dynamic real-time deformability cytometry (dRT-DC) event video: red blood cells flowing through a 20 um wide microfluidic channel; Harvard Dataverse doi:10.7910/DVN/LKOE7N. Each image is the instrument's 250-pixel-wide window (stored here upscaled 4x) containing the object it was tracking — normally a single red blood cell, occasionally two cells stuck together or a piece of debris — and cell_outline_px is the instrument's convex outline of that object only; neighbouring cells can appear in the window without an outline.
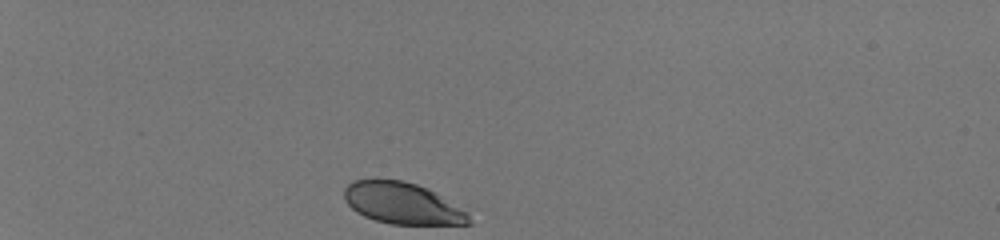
{"species": "human", "species_latin": "Homo sapiens", "temperature_condition": "room temperature", "stored_images_in_passage": 33, "camera_frame_rate_fps": 3000, "um_per_image_px": 0.085, "donor": {"sex": "male"}, "frame": {"image": 1, "passage_image": 1, "time_ms": 0.0, "image_size_px": [1000, 240], "cell_outline_px": [[472, 224], [392, 224], [376, 220], [364, 216], [356, 212], [344, 200], [344, 188], [352, 180], [404, 180], [428, 188], [436, 192], [464, 212], [468, 216]], "centroid_in_image_um": [34.14, 17.27], "position_along_channel_um": 50.9, "area_um2": 29.71}}
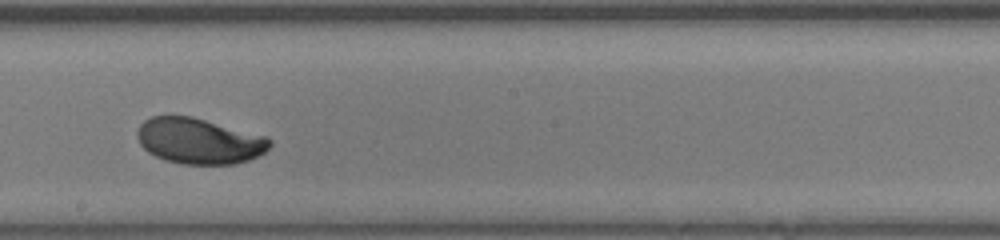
{"frame": {"image": 2, "passage_image": 19, "time_ms": 6.0, "image_size_px": [1000, 240], "cell_outline_px": [[272, 144], [264, 152], [248, 160], [236, 164], [184, 164], [164, 160], [148, 152], [140, 144], [136, 136], [136, 132], [140, 124], [144, 120], [152, 116], [192, 116], [264, 136], [272, 140]], "centroid_in_image_um": [16.89, 11.98], "position_along_channel_um": 231.3, "area_um2": 35.2}}
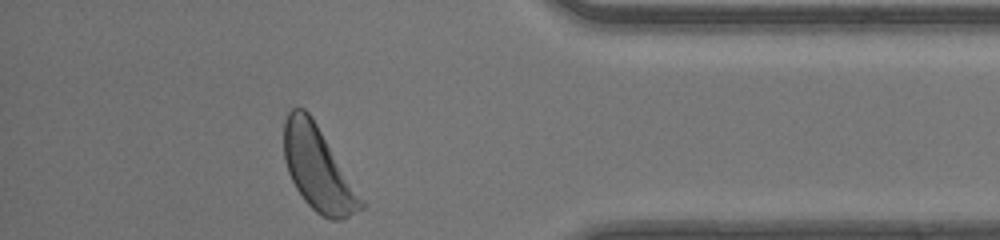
{"frame": {"image": 3, "passage_image": 33, "time_ms": 10.667, "image_size_px": [1000, 240], "cell_outline_px": [[364, 208], [340, 220], [332, 220], [316, 212], [304, 200], [296, 188], [288, 172], [284, 160], [284, 120], [288, 112], [292, 108], [304, 108], [312, 116], [364, 200]], "centroid_in_image_um": [27.02, 14.33], "position_along_channel_um": 408.2, "area_um2": 37.34}, "authors_computed_cell_mechanics": {"area_um2": 35.0268, "velocity_mm_per_s": 4.122, "shape_relaxation_time_tau1_ms": 1.9776, "shape_relaxation_time_tau2_ms": null, "deformation_change_tau1": 0.1271, "deformation_change_tau2": null}}